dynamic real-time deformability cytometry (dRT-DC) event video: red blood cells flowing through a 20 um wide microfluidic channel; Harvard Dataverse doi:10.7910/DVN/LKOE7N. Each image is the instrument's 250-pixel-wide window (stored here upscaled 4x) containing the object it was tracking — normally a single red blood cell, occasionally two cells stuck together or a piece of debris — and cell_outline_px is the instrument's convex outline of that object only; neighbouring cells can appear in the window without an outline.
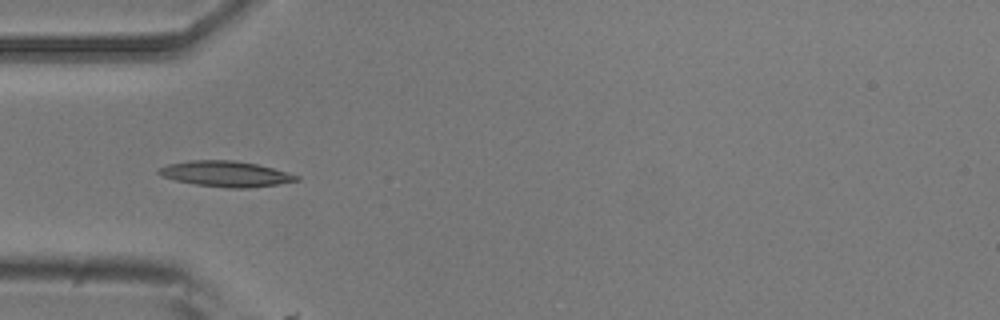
{"species": "common noctule bat (a hibernating species)", "species_latin": "Nyctalus noctula", "temperature_condition": "room temperature", "stored_images_in_passage": 18, "camera_frame_rate_fps": 3000, "um_per_image_px": 0.085, "animal": {"sex": "male", "body_mass_g": 20.5, "forearm_length_mm": 52.5}, "frame": {"image": 1, "passage_image": 16, "time_ms": 5.0, "image_size_px": [1000, 320], "cell_outline_px": [[300, 180], [276, 184], [248, 188], [228, 188], [196, 184], [176, 180], [160, 176], [156, 172], [156, 168], [168, 164], [188, 160], [232, 160], [256, 164], [272, 168], [300, 176]], "centroid_in_image_um": [19.13, 14.77], "position_along_channel_um": 65.9, "area_um2": 20.52}}